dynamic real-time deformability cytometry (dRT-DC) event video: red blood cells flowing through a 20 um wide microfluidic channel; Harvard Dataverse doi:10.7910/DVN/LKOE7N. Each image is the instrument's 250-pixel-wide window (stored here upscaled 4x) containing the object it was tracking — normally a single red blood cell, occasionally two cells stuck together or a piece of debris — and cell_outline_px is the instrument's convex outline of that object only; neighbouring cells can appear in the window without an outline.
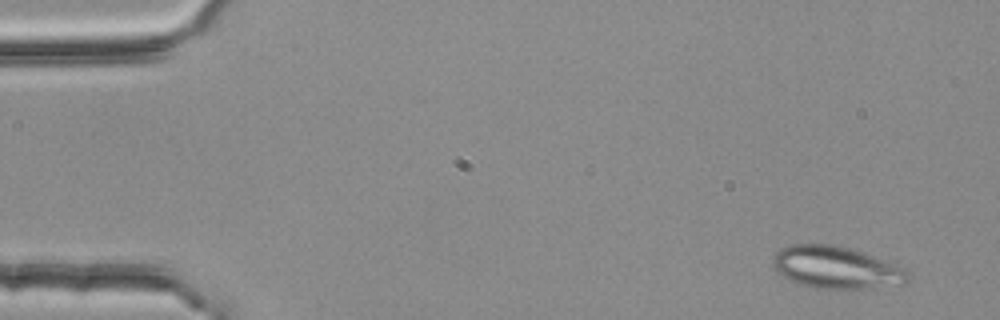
{"species": "common noctule bat (a hibernating species)", "species_latin": "Nyctalus noctula", "temperature_condition": "room temperature", "stored_images_in_passage": 5, "camera_frame_rate_fps": 3000, "um_per_image_px": 0.085, "animal": {"sex": "female", "body_mass_g": 25.1}, "frame": {"image": 1, "passage_image": 1, "time_ms": 0.0, "image_size_px": [1000, 320], "cell_outline_px": [[912, 280], [904, 284], [860, 288], [816, 288], [796, 284], [788, 280], [776, 272], [772, 264], [772, 256], [780, 248], [792, 244], [836, 244], [864, 252], [896, 264], [908, 272], [912, 276]], "centroid_in_image_um": [71.05, 22.73], "position_along_channel_um": 14.0, "area_um2": 33.64}}